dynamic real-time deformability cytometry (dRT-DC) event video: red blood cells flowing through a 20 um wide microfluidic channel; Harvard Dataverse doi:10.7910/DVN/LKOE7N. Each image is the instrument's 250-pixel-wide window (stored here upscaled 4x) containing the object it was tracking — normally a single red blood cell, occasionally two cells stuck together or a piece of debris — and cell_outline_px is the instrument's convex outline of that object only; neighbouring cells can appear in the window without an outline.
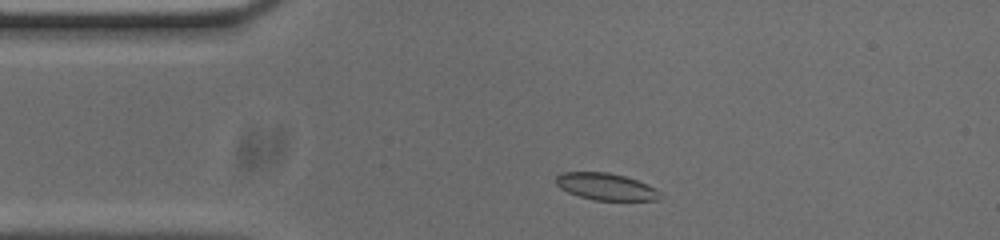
{"species": "common noctule bat (a hibernating species)", "species_latin": "Nyctalus noctula", "temperature_condition": "cold", "stored_images_in_passage": 47, "camera_frame_rate_fps": 3000, "um_per_image_px": 0.085, "animal": {"sex": "male", "body_mass_g": 20.0, "forearm_length_mm": 53.3}, "frame": {"image": 1, "passage_image": 4, "time_ms": 1.0, "image_size_px": [1000, 240], "cell_outline_px": [[660, 192], [656, 200], [592, 200], [568, 192], [560, 188], [556, 184], [556, 176], [560, 172], [608, 172], [624, 176], [648, 184], [656, 188]], "centroid_in_image_um": [51.47, 15.85], "position_along_channel_um": 33.5, "area_um2": 16.24}}
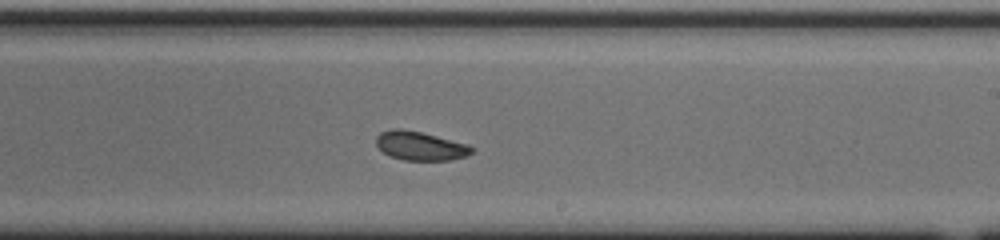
{"frame": {"image": 2, "passage_image": 24, "time_ms": 7.667, "image_size_px": [1000, 240], "cell_outline_px": [[476, 148], [472, 152], [464, 156], [452, 160], [404, 160], [388, 156], [376, 144], [376, 136], [380, 132], [392, 128], [400, 128], [420, 132], [468, 144]], "centroid_in_image_um": [35.7, 12.4], "position_along_channel_um": 253.3, "area_um2": 16.07}}
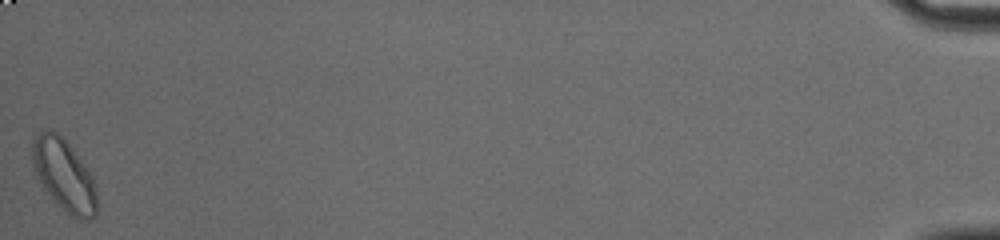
{"frame": {"image": 3, "passage_image": 47, "time_ms": 15.333, "image_size_px": [1000, 240], "cell_outline_px": [[96, 216], [88, 220], [84, 220], [72, 216], [52, 200], [40, 188], [32, 164], [32, 144], [36, 136], [44, 128], [48, 128], [56, 132], [72, 148], [92, 176], [96, 188]], "centroid_in_image_um": [5.4, 14.9], "position_along_channel_um": 429.8, "area_um2": 27.17}, "authors_computed_cell_mechanics": {"area_um2": 16.8776, "velocity_mm_per_s": 3.7313, "shape_relaxation_time_tau1_ms": null, "shape_relaxation_time_tau2_ms": 3.4238, "deformation_change_tau1": null, "deformation_change_tau2": 0.0773}}